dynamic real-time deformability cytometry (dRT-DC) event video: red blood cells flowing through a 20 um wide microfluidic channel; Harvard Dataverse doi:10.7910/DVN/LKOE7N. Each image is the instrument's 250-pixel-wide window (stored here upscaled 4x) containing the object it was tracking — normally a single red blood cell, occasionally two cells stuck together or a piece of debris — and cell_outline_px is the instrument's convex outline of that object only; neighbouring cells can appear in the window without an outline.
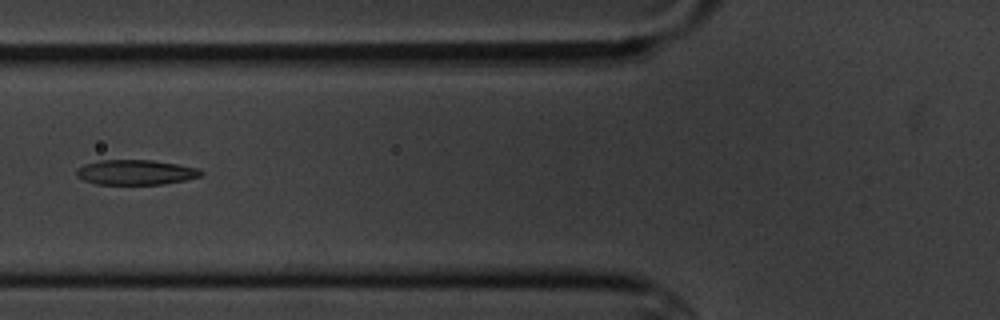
{"species": "common noctule bat (a hibernating species)", "species_latin": "Nyctalus noctula", "temperature_condition": "cold", "stored_images_in_passage": 6, "camera_frame_rate_fps": 3000, "um_per_image_px": 0.085, "animal": {"sex": "male", "body_mass_g": 20.1, "forearm_length_mm": 53.5}, "frame": {"image": 1, "passage_image": 6, "time_ms": 6.0, "image_size_px": [1000, 320], "cell_outline_px": [[204, 172], [200, 176], [184, 180], [164, 184], [96, 184], [84, 180], [76, 176], [76, 168], [84, 164], [100, 160], [152, 160], [200, 168]], "centroid_in_image_um": [11.52, 14.64], "position_along_channel_um": 114.3, "area_um2": 18.15}}